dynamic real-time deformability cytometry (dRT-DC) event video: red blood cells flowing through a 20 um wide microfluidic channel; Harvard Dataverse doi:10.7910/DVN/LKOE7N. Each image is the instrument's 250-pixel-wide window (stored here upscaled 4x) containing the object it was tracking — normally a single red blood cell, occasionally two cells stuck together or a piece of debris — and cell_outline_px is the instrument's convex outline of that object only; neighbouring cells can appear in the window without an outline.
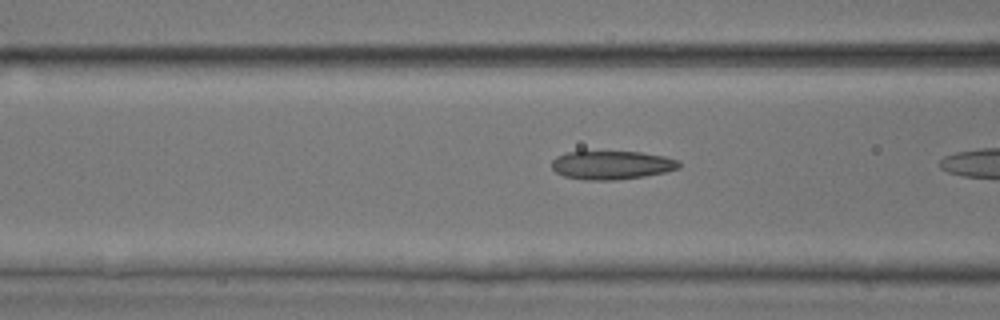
{"species": "common noctule bat (a hibernating species)", "species_latin": "Nyctalus noctula", "temperature_condition": "room temperature", "stored_images_in_passage": 16, "camera_frame_rate_fps": 3000, "um_per_image_px": 0.085, "animal": {"sex": "male", "body_mass_g": 17.9, "forearm_length_mm": 54.2}, "frame": {"image": 1, "passage_image": 14, "time_ms": 4.333, "image_size_px": [1000, 320], "cell_outline_px": [[680, 168], [664, 172], [644, 176], [612, 180], [584, 180], [564, 176], [556, 172], [552, 168], [552, 160], [556, 156], [568, 152], [640, 152], [664, 156], [680, 160]], "centroid_in_image_um": [52.0, 14.03], "position_along_channel_um": 114.6, "area_um2": 21.1}}